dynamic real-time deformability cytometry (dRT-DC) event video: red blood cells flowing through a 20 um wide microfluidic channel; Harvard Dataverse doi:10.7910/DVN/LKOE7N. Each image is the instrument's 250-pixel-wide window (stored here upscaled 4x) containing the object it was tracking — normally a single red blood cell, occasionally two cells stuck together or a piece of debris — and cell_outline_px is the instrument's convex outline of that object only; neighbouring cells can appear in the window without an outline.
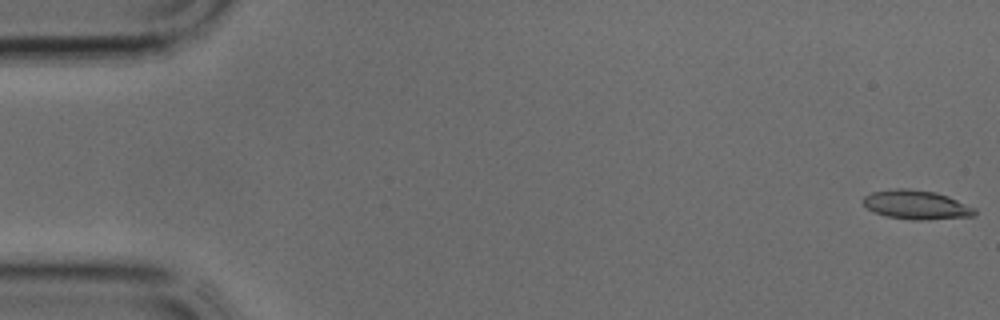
{"species": "common noctule bat (a hibernating species)", "species_latin": "Nyctalus noctula", "temperature_condition": "cold", "stored_images_in_passage": 10, "camera_frame_rate_fps": 3000, "um_per_image_px": 0.085, "animal": {"sex": "male", "body_mass_g": 17.9, "forearm_length_mm": 54.2}, "frame": {"image": 1, "passage_image": 1, "time_ms": 0.0, "image_size_px": [1000, 320], "cell_outline_px": [[976, 216], [920, 220], [912, 220], [888, 216], [876, 212], [868, 208], [860, 200], [864, 196], [872, 192], [896, 188], [908, 188], [936, 192], [948, 196], [976, 208]], "centroid_in_image_um": [77.9, 17.4], "position_along_channel_um": 7.1, "area_um2": 18.9}}
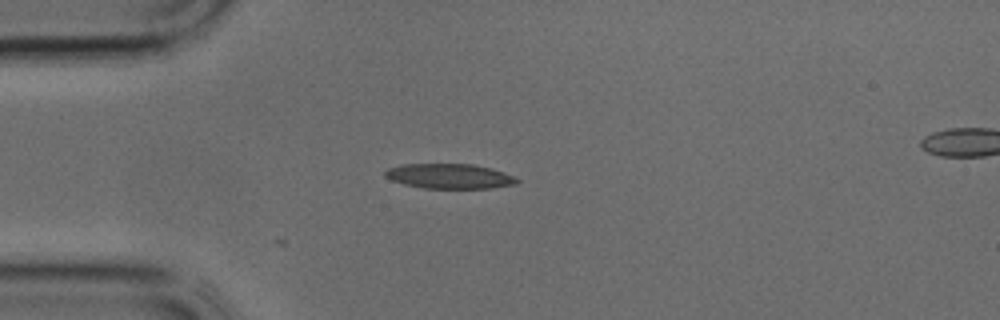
{"frame": {"image": 2, "passage_image": 10, "time_ms": 3.0, "image_size_px": [1000, 320], "cell_outline_px": [[520, 180], [516, 184], [492, 188], [424, 188], [404, 184], [392, 180], [384, 176], [384, 172], [388, 168], [400, 164], [472, 164], [492, 168], [504, 172]], "centroid_in_image_um": [38.2, 14.97], "position_along_channel_um": 46.8, "area_um2": 19.13}}